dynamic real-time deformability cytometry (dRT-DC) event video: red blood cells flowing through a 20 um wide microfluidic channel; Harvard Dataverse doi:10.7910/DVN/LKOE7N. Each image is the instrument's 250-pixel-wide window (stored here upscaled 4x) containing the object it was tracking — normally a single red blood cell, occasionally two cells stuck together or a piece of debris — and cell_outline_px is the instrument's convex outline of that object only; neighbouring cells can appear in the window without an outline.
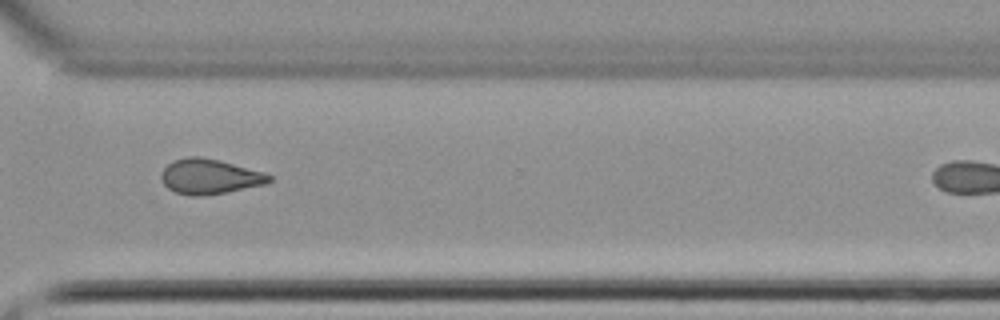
{"species": "common noctule bat (a hibernating species)", "species_latin": "Nyctalus noctula", "temperature_condition": "cold", "stored_images_in_passage": 28, "camera_frame_rate_fps": 3000, "um_per_image_px": 0.085, "animal": {"sex": "female", "body_mass_g": 22.7, "forearm_length_mm": 54.2}, "frame": {"image": 1, "passage_image": 24, "time_ms": 7.667, "image_size_px": [1000, 320], "cell_outline_px": [[272, 180], [268, 184], [204, 196], [192, 196], [176, 192], [168, 188], [164, 184], [160, 176], [160, 172], [172, 160], [188, 156], [200, 156], [220, 160], [264, 172], [272, 176]], "centroid_in_image_um": [17.82, 15.0], "position_along_channel_um": 352.8, "area_um2": 22.25}}